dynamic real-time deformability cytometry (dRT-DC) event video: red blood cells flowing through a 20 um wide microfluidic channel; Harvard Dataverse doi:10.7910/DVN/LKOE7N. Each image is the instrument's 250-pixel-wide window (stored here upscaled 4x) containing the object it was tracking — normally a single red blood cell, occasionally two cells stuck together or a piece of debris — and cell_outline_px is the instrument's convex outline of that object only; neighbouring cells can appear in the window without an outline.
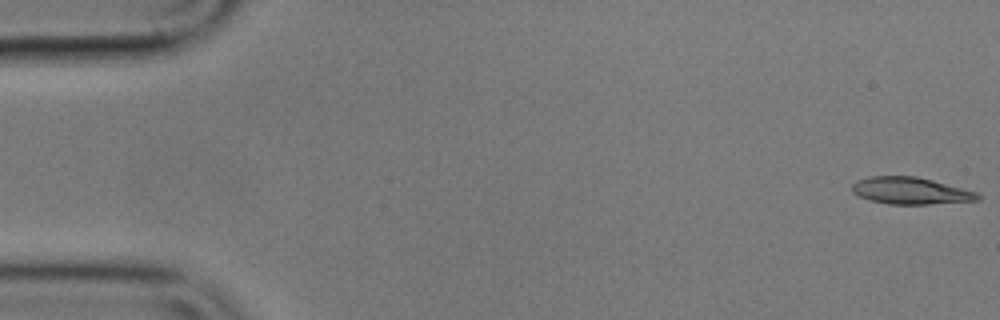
{"species": "common noctule bat (a hibernating species)", "species_latin": "Nyctalus noctula", "temperature_condition": "cold", "stored_images_in_passage": 32, "camera_frame_rate_fps": 3000, "um_per_image_px": 0.085, "animal": {"sex": "male", "body_mass_g": 17.9}, "frame": {"image": 1, "passage_image": 1, "time_ms": 0.0, "image_size_px": [1000, 320], "cell_outline_px": [[980, 200], [928, 204], [888, 204], [868, 200], [852, 192], [852, 184], [860, 180], [872, 176], [916, 176], [932, 180], [976, 192], [980, 196]], "centroid_in_image_um": [77.38, 16.22], "position_along_channel_um": 7.6, "area_um2": 19.48}}
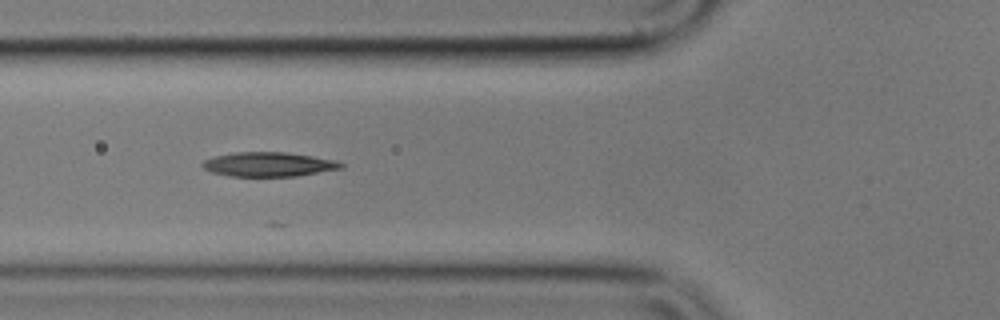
{"frame": {"image": 2, "passage_image": 20, "time_ms": 6.333, "image_size_px": [1000, 320], "cell_outline_px": [[344, 168], [296, 176], [228, 176], [212, 172], [204, 168], [200, 164], [204, 160], [216, 156], [236, 152], [284, 152], [312, 156], [336, 160], [344, 164]], "centroid_in_image_um": [22.85, 13.97], "position_along_channel_um": 103.0, "area_um2": 19.59}}
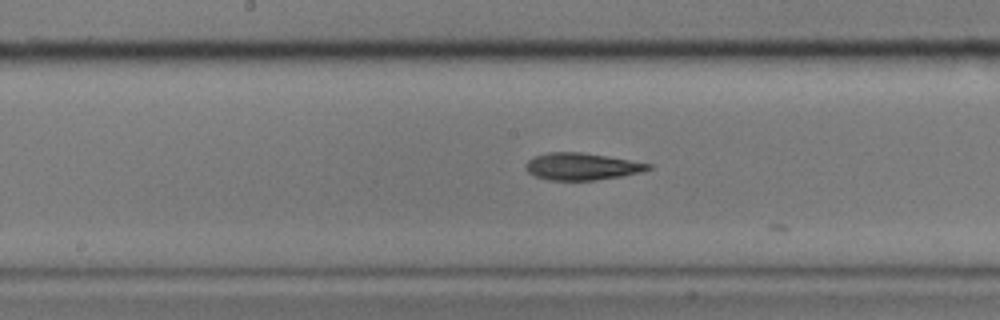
{"frame": {"image": 3, "passage_image": 28, "time_ms": 9.0, "image_size_px": [1000, 320], "cell_outline_px": [[652, 168], [644, 172], [596, 180], [548, 180], [536, 176], [528, 172], [524, 168], [528, 160], [536, 156], [548, 152], [580, 152], [608, 156], [652, 164]], "centroid_in_image_um": [49.47, 14.15], "position_along_channel_um": 198.7, "area_um2": 19.31}}